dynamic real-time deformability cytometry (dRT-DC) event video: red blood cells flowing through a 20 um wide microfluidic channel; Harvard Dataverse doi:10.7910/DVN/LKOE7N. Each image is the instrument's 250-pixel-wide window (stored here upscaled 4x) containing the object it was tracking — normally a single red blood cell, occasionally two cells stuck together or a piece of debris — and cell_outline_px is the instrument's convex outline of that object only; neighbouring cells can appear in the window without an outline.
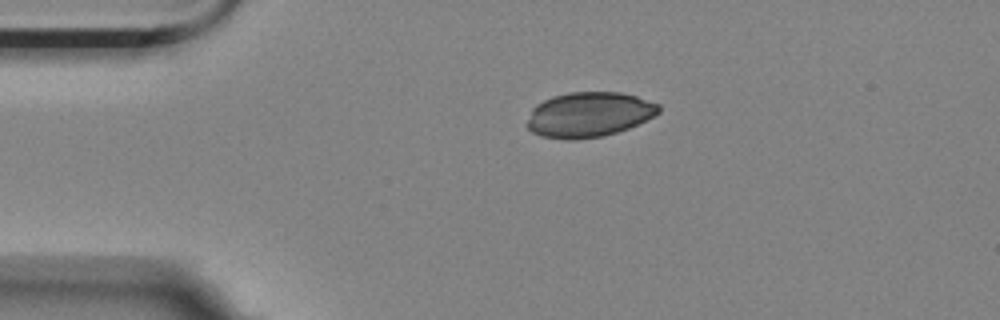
{"species": "Egyptian fruit bat (a non-hibernating species)", "species_latin": "Rousettus aegyptiacus", "temperature_condition": "room temperature", "stored_images_in_passage": 2, "camera_frame_rate_fps": 3000, "um_per_image_px": 0.085, "animal": {"sex": "female"}, "frame": {"image": 1, "passage_image": 1, "time_ms": 0.0, "image_size_px": [1000, 320], "cell_outline_px": [[660, 112], [628, 128], [604, 136], [576, 140], [564, 140], [540, 136], [532, 132], [524, 124], [532, 108], [536, 104], [552, 96], [568, 92], [620, 92], [636, 96], [660, 104]], "centroid_in_image_um": [50.0, 9.74], "position_along_channel_um": 35.0, "area_um2": 34.8}}